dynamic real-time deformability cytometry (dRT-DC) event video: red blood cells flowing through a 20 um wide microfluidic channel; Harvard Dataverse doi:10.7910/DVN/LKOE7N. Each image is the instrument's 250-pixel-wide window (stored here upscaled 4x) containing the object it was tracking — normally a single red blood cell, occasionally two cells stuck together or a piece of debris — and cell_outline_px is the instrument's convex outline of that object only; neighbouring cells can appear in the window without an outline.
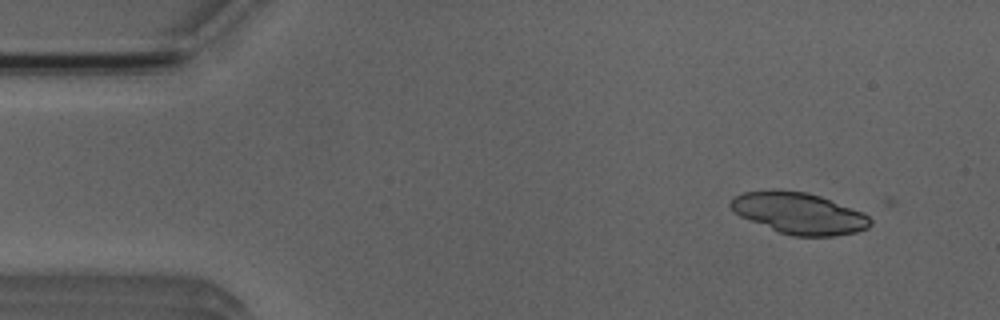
{"species": "Egyptian fruit bat (a non-hibernating species)", "species_latin": "Rousettus aegyptiacus", "temperature_condition": "room temperature", "stored_images_in_passage": 2, "camera_frame_rate_fps": 3000, "um_per_image_px": 0.085, "animal": {"sex": "male"}, "frame": {"image": 1, "passage_image": 1, "time_ms": 0.0, "image_size_px": [1000, 320], "cell_outline_px": [[872, 224], [868, 228], [856, 232], [836, 236], [792, 236], [780, 232], [740, 216], [728, 204], [732, 196], [744, 192], [776, 188], [808, 192], [820, 196], [864, 212], [872, 216]], "centroid_in_image_um": [67.94, 18.1], "position_along_channel_um": 17.1, "area_um2": 34.04}}